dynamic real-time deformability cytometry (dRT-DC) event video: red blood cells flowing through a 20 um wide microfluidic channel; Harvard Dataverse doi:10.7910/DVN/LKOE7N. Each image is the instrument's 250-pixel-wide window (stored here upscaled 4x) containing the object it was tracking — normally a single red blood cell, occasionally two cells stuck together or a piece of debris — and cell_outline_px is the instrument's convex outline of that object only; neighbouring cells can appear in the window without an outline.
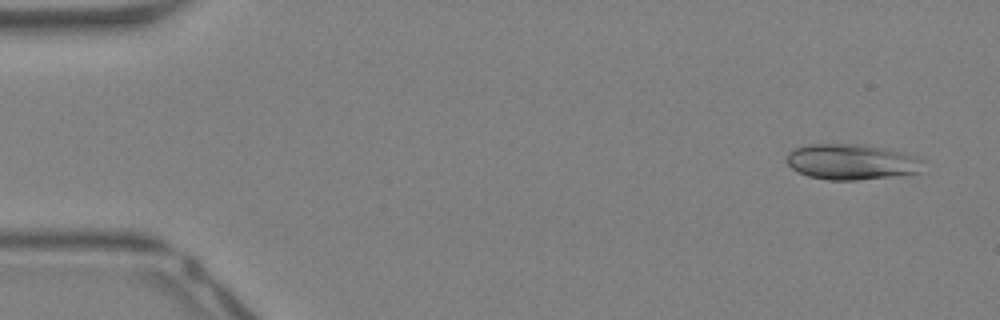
{"species": "Egyptian fruit bat (a non-hibernating species)", "species_latin": "Rousettus aegyptiacus", "temperature_condition": "warm", "stored_images_in_passage": 42, "camera_frame_rate_fps": 3000, "um_per_image_px": 0.085, "animal": {"sex": "female"}, "frame": {"image": 1, "passage_image": 2, "time_ms": 0.333, "image_size_px": [1000, 320], "cell_outline_px": [[924, 160], [920, 172], [856, 180], [828, 180], [808, 176], [792, 168], [788, 164], [788, 152], [796, 148], [808, 144], [864, 144], [900, 152], [916, 156]], "centroid_in_image_um": [72.37, 13.75], "position_along_channel_um": 12.6, "area_um2": 27.98}}
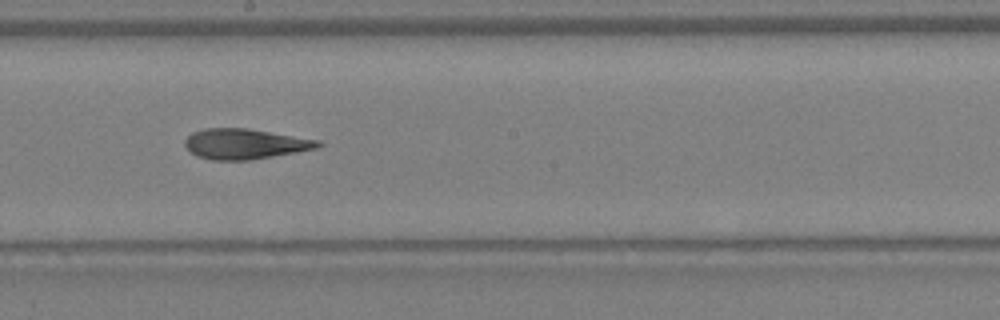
{"frame": {"image": 2, "passage_image": 23, "time_ms": 7.333, "image_size_px": [1000, 320], "cell_outline_px": [[324, 144], [316, 148], [296, 152], [248, 160], [212, 160], [196, 156], [184, 144], [184, 140], [192, 132], [204, 128], [244, 128], [320, 140]], "centroid_in_image_um": [20.8, 12.23], "position_along_channel_um": 227.4, "area_um2": 23.29}}
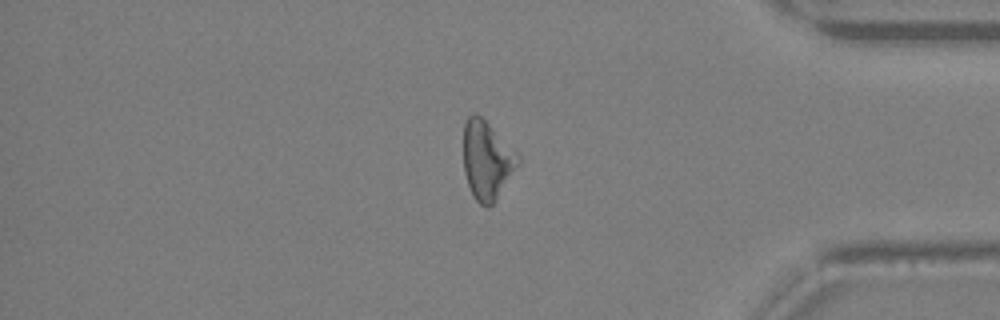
{"frame": {"image": 3, "passage_image": 35, "time_ms": 11.333, "image_size_px": [1000, 320], "cell_outline_px": [[520, 164], [496, 200], [488, 208], [480, 204], [476, 200], [468, 184], [464, 172], [464, 124], [468, 116], [472, 112], [476, 112], [520, 156]], "centroid_in_image_um": [41.39, 13.63], "position_along_channel_um": 393.8, "area_um2": 24.74}, "authors_computed_cell_mechanics": {"area_um2": 24.9118, "velocity_mm_per_s": 4.8372, "shape_relaxation_time_tau1_ms": null, "shape_relaxation_time_tau2_ms": 4.4448, "deformation_change_tau1": null, "deformation_change_tau2": 0.1586}}